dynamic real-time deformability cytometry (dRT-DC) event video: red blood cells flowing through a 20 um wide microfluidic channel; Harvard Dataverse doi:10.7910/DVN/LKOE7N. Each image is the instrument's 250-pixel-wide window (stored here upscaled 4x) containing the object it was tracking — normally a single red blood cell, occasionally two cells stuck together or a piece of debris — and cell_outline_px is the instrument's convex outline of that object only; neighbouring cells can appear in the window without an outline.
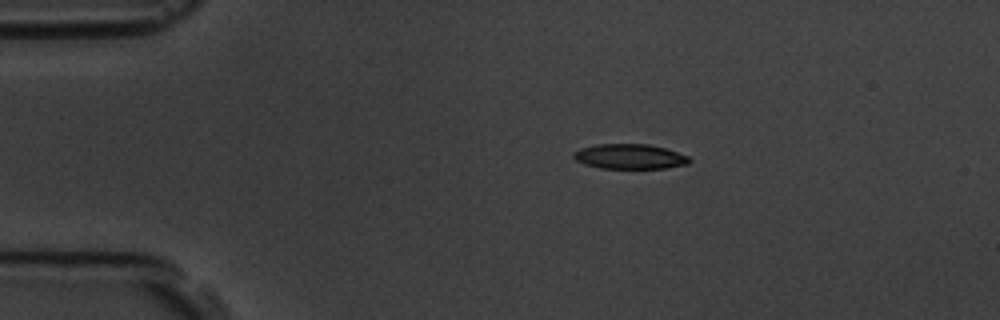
{"species": "common noctule bat (a hibernating species)", "species_latin": "Nyctalus noctula", "temperature_condition": "room temperature", "stored_images_in_passage": 14, "camera_frame_rate_fps": 3000, "um_per_image_px": 0.085, "animal": {"sex": "male", "body_mass_g": 19.5, "forearm_length_mm": 54.6}, "frame": {"image": 1, "passage_image": 2, "time_ms": 1.333, "image_size_px": [1000, 320], "cell_outline_px": [[692, 160], [688, 164], [664, 168], [600, 168], [584, 164], [576, 160], [572, 156], [580, 148], [596, 144], [648, 144], [664, 148], [688, 156]], "centroid_in_image_um": [53.52, 13.3], "position_along_channel_um": 31.5, "area_um2": 16.7}}
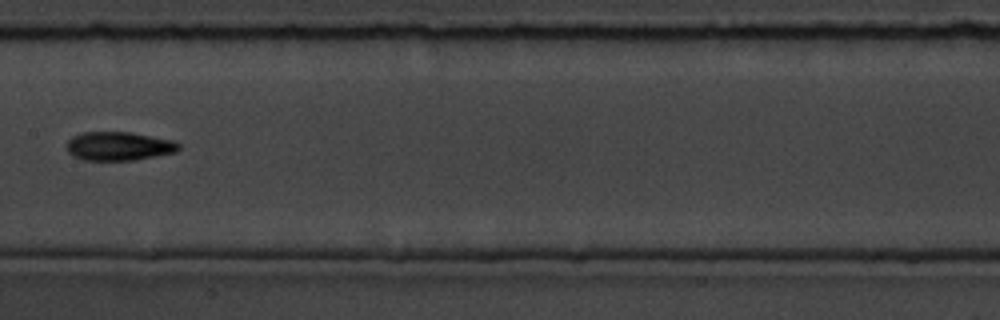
{"frame": {"image": 2, "passage_image": 7, "time_ms": 7.0, "image_size_px": [1000, 320], "cell_outline_px": [[180, 148], [176, 152], [132, 160], [84, 160], [68, 152], [68, 140], [72, 136], [80, 132], [132, 132], [172, 140], [180, 144]], "centroid_in_image_um": [10.11, 12.41], "position_along_channel_um": 197.3, "area_um2": 18.61}}
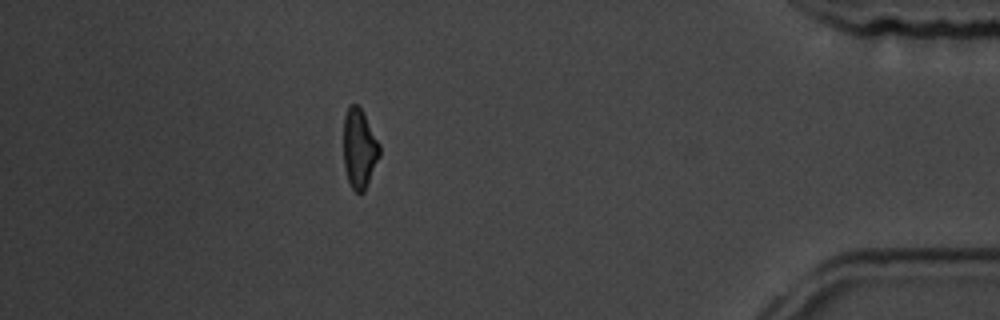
{"frame": {"image": 3, "passage_image": 13, "time_ms": 13.667, "image_size_px": [1000, 320], "cell_outline_px": [[380, 156], [364, 192], [356, 192], [352, 188], [348, 180], [344, 164], [344, 116], [348, 104], [356, 104], [364, 112], [380, 144]], "centroid_in_image_um": [30.55, 12.59], "position_along_channel_um": 404.6, "area_um2": 16.76}, "authors_computed_cell_mechanics": {"area_um2": 17.5423, "velocity_mm_per_s": 3.8144, "shape_relaxation_time_tau1_ms": 5.3039, "shape_relaxation_time_tau2_ms": 7.3924, "deformation_change_tau1": 0.1714, "deformation_change_tau2": 0.1766}}